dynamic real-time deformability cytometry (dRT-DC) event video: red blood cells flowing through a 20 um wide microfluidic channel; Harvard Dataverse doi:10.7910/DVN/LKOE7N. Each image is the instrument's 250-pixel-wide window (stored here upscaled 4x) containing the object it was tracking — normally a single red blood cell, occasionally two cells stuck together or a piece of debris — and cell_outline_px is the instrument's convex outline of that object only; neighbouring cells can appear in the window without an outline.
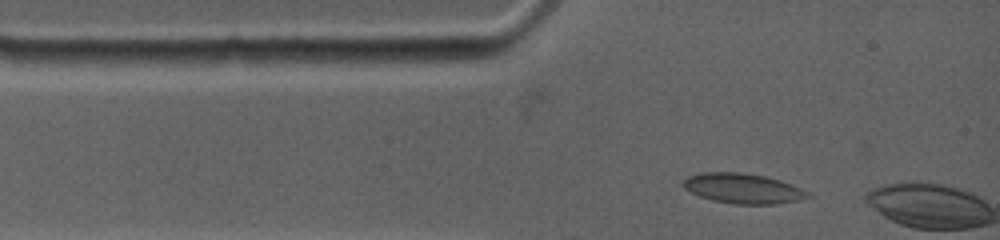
{"species": "common noctule bat (a hibernating species)", "species_latin": "Nyctalus noctula", "temperature_condition": "warm", "stored_images_in_passage": 3, "camera_frame_rate_fps": 4500, "um_per_image_px": 0.085, "animal": {"sex": "female", "body_mass_g": 19.0, "forearm_length_mm": 53.3}, "frame": {"image": 1, "passage_image": 1, "time_ms": 0.0, "image_size_px": [1000, 240], "cell_outline_px": [[812, 196], [800, 200], [776, 204], [732, 204], [712, 200], [700, 196], [684, 188], [680, 184], [688, 176], [704, 172], [740, 172], [764, 176], [780, 180], [792, 184], [808, 192]], "centroid_in_image_um": [63.15, 16.02], "position_along_channel_um": 21.8, "area_um2": 21.85}}